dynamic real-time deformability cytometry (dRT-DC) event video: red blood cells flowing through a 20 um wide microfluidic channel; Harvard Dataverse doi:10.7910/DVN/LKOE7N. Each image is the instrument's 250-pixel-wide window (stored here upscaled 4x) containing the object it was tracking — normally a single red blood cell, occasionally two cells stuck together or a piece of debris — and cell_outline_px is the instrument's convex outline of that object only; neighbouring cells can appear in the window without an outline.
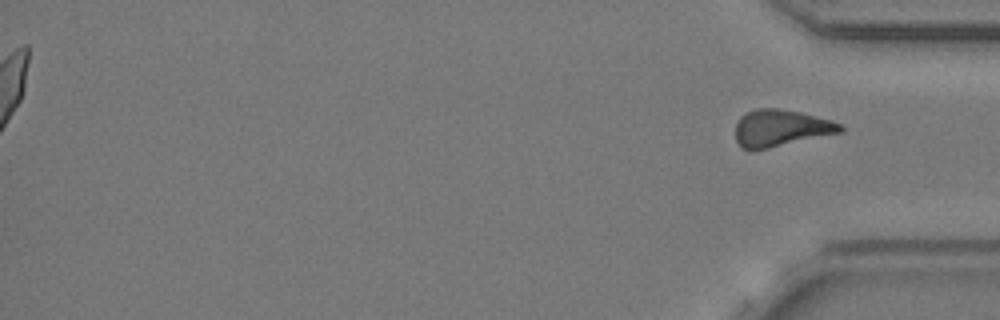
{"species": "common noctule bat (a hibernating species)", "species_latin": "Nyctalus noctula", "temperature_condition": "cold", "stored_images_in_passage": 43, "segment_of_instrument_passage": [2, 2], "camera_frame_rate_fps": 3000, "um_per_image_px": 0.085, "animal": {"sex": "female", "body_mass_g": 24.6, "forearm_length_mm": 56.2}, "frame": {"image": 1, "passage_image": 43, "time_ms": 14.0, "image_size_px": [1000, 320], "cell_outline_px": [[844, 132], [768, 148], [748, 152], [740, 148], [736, 140], [736, 124], [740, 116], [756, 108], [776, 108], [800, 112], [832, 120], [840, 124], [844, 128]], "centroid_in_image_um": [66.35, 10.9], "position_along_channel_um": 368.9, "area_um2": 22.77}}